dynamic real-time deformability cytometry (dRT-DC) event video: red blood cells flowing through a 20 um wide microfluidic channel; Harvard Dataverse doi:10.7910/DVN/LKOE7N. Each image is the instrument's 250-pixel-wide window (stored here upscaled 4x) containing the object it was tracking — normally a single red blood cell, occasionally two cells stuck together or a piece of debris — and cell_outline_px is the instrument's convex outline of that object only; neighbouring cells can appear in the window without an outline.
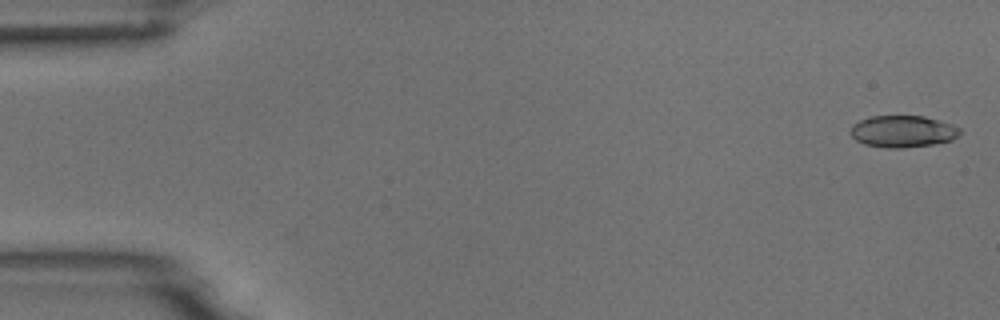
{"species": "common noctule bat (a hibernating species)", "species_latin": "Nyctalus noctula", "temperature_condition": "room temperature", "stored_images_in_passage": 5, "camera_frame_rate_fps": 3000, "um_per_image_px": 0.085, "animal": {"sex": "male", "body_mass_g": 18.8}, "frame": {"image": 1, "passage_image": 1, "time_ms": 0.0, "image_size_px": [1000, 320], "cell_outline_px": [[960, 132], [952, 140], [932, 144], [904, 148], [888, 148], [864, 144], [856, 140], [848, 132], [852, 124], [860, 120], [872, 116], [924, 116], [952, 124], [960, 128]], "centroid_in_image_um": [76.7, 11.17], "position_along_channel_um": 8.3, "area_um2": 20.29}}